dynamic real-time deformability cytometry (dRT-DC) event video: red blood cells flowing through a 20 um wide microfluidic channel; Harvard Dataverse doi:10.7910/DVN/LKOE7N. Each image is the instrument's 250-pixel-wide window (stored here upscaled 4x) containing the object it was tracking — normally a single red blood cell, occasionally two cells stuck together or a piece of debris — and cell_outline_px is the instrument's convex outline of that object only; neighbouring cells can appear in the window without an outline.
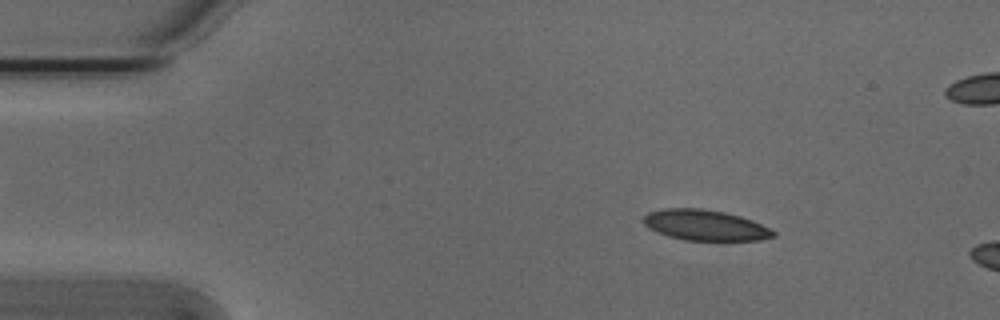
{"species": "Egyptian fruit bat (a non-hibernating species)", "species_latin": "Rousettus aegyptiacus", "temperature_condition": "cold", "stored_images_in_passage": 12, "camera_frame_rate_fps": 3000, "um_per_image_px": 0.085, "animal": {"sex": "male"}, "frame": {"image": 1, "passage_image": 7, "time_ms": 2.0, "image_size_px": [1000, 320], "cell_outline_px": [[776, 236], [760, 240], [684, 240], [668, 236], [656, 232], [648, 228], [644, 224], [644, 216], [648, 212], [664, 208], [700, 208], [724, 212], [740, 216], [752, 220], [776, 232]], "centroid_in_image_um": [59.91, 19.14], "position_along_channel_um": 25.1, "area_um2": 23.12}}